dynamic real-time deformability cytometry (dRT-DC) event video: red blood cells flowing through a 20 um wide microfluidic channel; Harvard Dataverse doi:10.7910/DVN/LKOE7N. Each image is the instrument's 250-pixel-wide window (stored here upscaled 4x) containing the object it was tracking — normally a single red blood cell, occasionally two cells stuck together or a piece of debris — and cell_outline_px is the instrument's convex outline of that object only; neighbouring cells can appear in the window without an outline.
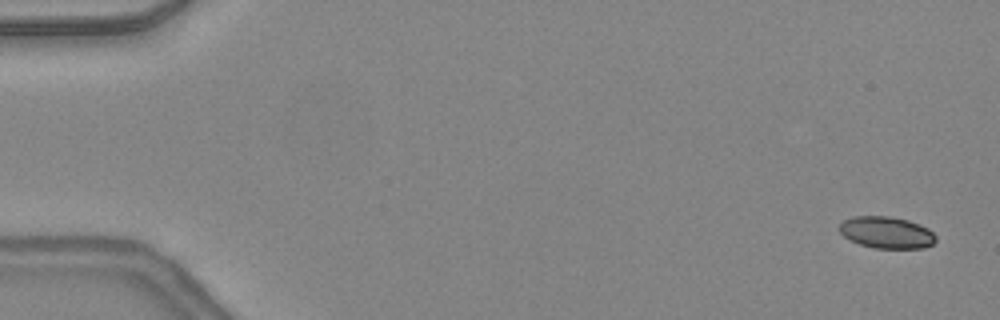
{"species": "common noctule bat (a hibernating species)", "species_latin": "Nyctalus noctula", "temperature_condition": "warm", "stored_images_in_passage": 22, "camera_frame_rate_fps": 3000, "um_per_image_px": 0.085, "animal": {"sex": "female", "body_mass_g": 24.6, "forearm_length_mm": 56.2}, "frame": {"image": 1, "passage_image": 2, "time_ms": 0.333, "image_size_px": [1000, 320], "cell_outline_px": [[936, 240], [932, 244], [924, 248], [872, 248], [860, 244], [844, 236], [840, 232], [840, 224], [844, 220], [852, 216], [888, 216], [908, 220], [928, 228], [936, 236]], "centroid_in_image_um": [75.36, 19.76], "position_along_channel_um": 9.6, "area_um2": 17.74}}
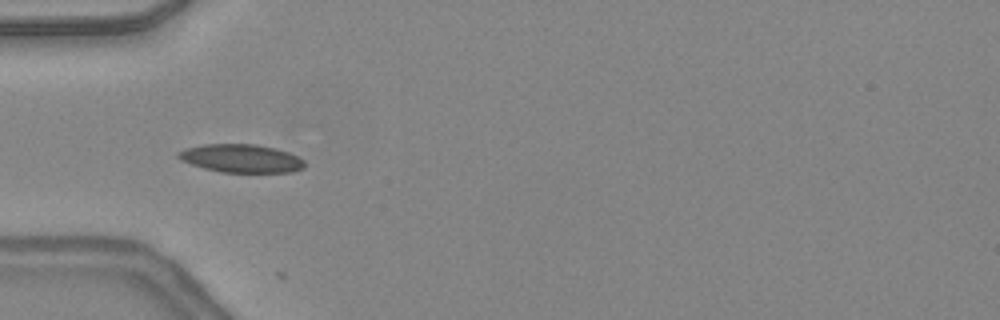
{"frame": {"image": 2, "passage_image": 16, "time_ms": 5.0, "image_size_px": [1000, 320], "cell_outline_px": [[304, 168], [292, 172], [220, 172], [204, 168], [180, 160], [176, 156], [176, 152], [184, 148], [204, 144], [256, 144], [276, 148], [300, 156], [304, 160]], "centroid_in_image_um": [20.49, 13.45], "position_along_channel_um": 64.5, "area_um2": 20.98}}
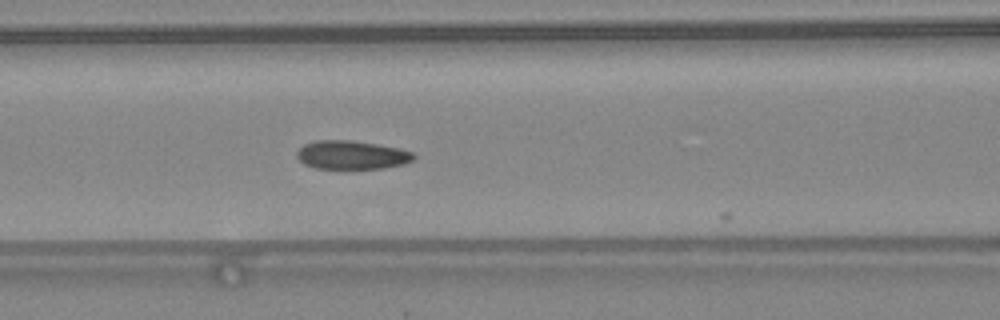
{"frame": {"image": 3, "passage_image": 21, "time_ms": 6.667, "image_size_px": [1000, 320], "cell_outline_px": [[416, 156], [412, 160], [404, 164], [384, 168], [316, 168], [304, 164], [296, 156], [296, 152], [304, 144], [316, 140], [352, 140], [400, 148], [412, 152]], "centroid_in_image_um": [29.89, 13.16], "position_along_channel_um": 136.7, "area_um2": 19.42}}